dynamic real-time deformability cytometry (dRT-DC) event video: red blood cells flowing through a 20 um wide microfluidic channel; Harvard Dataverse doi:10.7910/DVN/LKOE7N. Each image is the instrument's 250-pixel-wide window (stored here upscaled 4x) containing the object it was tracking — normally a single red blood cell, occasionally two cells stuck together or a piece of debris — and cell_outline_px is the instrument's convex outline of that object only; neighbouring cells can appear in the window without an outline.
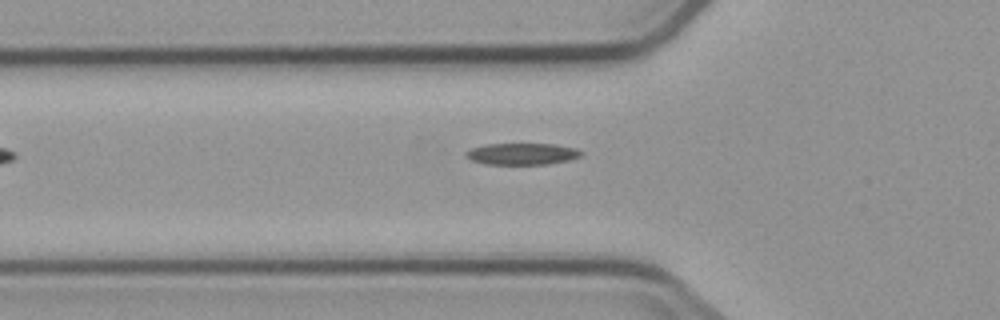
{"species": "common noctule bat (a hibernating species)", "species_latin": "Nyctalus noctula", "temperature_condition": "cold", "stored_images_in_passage": 5, "camera_frame_rate_fps": 3000, "um_per_image_px": 0.085, "animal": {"sex": "male", "body_mass_g": 23.1, "forearm_length_mm": 52.7}, "frame": {"image": 1, "passage_image": 4, "time_ms": 4.333, "image_size_px": [1000, 320], "cell_outline_px": [[584, 152], [580, 156], [568, 160], [548, 164], [484, 164], [472, 160], [464, 156], [464, 152], [472, 148], [488, 144], [552, 144], [576, 148]], "centroid_in_image_um": [44.36, 13.08], "position_along_channel_um": 81.4, "area_um2": 14.45}}
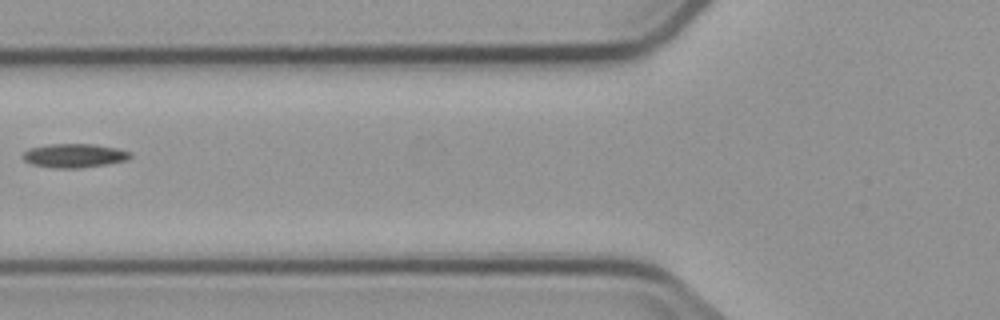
{"frame": {"image": 2, "passage_image": 5, "time_ms": 5.333, "image_size_px": [1000, 320], "cell_outline_px": [[132, 156], [128, 160], [108, 164], [80, 168], [52, 168], [32, 164], [24, 160], [20, 156], [28, 148], [52, 144], [92, 144], [116, 148], [132, 152]], "centroid_in_image_um": [6.31, 13.23], "position_along_channel_um": 119.5, "area_um2": 15.09}}